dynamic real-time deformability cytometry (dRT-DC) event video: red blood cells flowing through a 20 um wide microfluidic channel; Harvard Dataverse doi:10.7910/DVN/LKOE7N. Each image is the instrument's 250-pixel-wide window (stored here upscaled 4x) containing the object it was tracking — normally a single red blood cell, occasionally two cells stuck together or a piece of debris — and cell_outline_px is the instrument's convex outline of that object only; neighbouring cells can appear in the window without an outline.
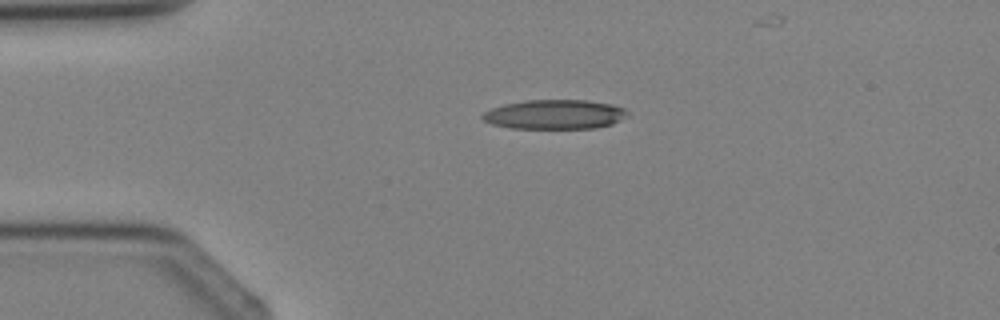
{"species": "Egyptian fruit bat (a non-hibernating species)", "species_latin": "Rousettus aegyptiacus", "temperature_condition": "cold", "stored_images_in_passage": 2, "camera_frame_rate_fps": 3000, "um_per_image_px": 0.085, "animal": {"sex": "female"}, "frame": {"image": 1, "passage_image": 1, "time_ms": 0.0, "image_size_px": [1000, 320], "cell_outline_px": [[628, 116], [612, 124], [596, 128], [508, 128], [492, 124], [484, 120], [480, 116], [484, 112], [492, 108], [504, 104], [524, 100], [584, 100], [612, 104], [624, 108], [628, 112]], "centroid_in_image_um": [47.15, 9.72], "position_along_channel_um": 37.8, "area_um2": 24.91}}